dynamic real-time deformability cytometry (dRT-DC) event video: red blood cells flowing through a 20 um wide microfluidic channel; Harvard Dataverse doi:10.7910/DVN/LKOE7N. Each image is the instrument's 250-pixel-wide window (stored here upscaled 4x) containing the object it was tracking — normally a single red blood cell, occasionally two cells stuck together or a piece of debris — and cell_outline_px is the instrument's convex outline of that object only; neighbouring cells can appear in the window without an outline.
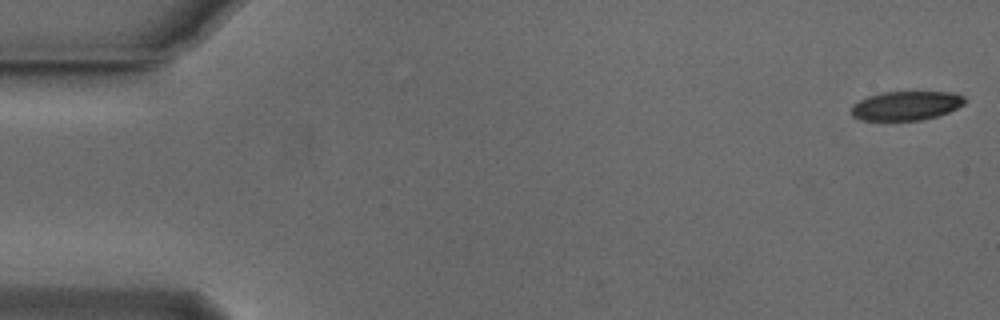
{"species": "Egyptian fruit bat (a non-hibernating species)", "species_latin": "Rousettus aegyptiacus", "temperature_condition": "cold", "stored_images_in_passage": 53, "camera_frame_rate_fps": 3000, "um_per_image_px": 0.085, "animal": {"sex": "male"}, "frame": {"image": 1, "passage_image": 1, "time_ms": 0.0, "image_size_px": [1000, 320], "cell_outline_px": [[964, 104], [948, 112], [924, 120], [860, 120], [852, 116], [852, 104], [868, 96], [884, 92], [956, 92], [964, 96]], "centroid_in_image_um": [77.02, 8.98], "position_along_channel_um": 8.0, "area_um2": 19.19}}
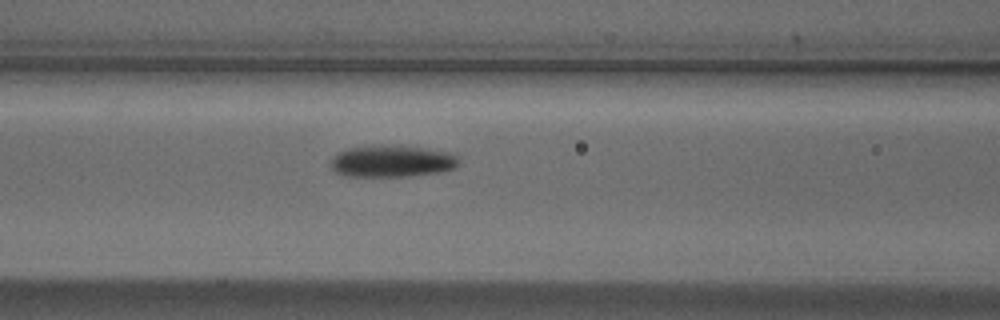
{"frame": {"image": 2, "passage_image": 22, "time_ms": 7.0, "image_size_px": [1000, 320], "cell_outline_px": [[460, 164], [456, 168], [444, 172], [408, 176], [344, 176], [336, 172], [332, 168], [332, 156], [348, 148], [424, 148], [452, 152], [460, 160]], "centroid_in_image_um": [33.41, 13.76], "position_along_channel_um": 133.2, "area_um2": 22.95}}
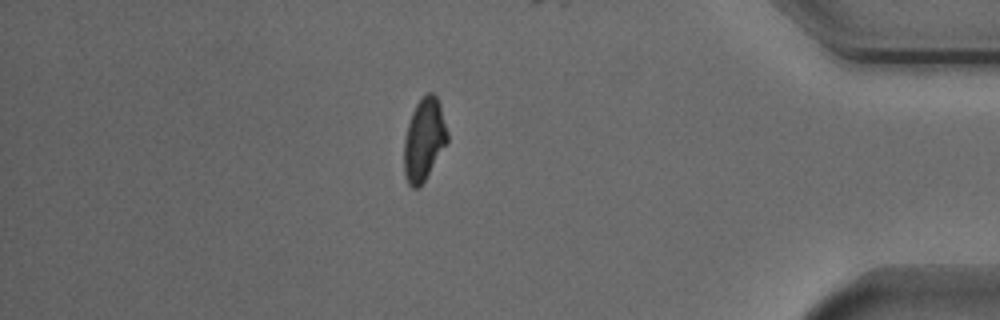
{"frame": {"image": 3, "passage_image": 46, "time_ms": 15.0, "image_size_px": [1000, 320], "cell_outline_px": [[448, 140], [424, 180], [416, 188], [412, 188], [408, 184], [404, 172], [404, 140], [408, 124], [412, 112], [416, 104], [428, 92], [432, 92], [436, 96], [440, 104], [448, 132]], "centroid_in_image_um": [36.04, 11.83], "position_along_channel_um": 399.2, "area_um2": 20.4}, "authors_computed_cell_mechanics": {"area_um2": 21.7906, "velocity_mm_per_s": 3.8193, "shape_relaxation_time_tau1_ms": 2.2447, "shape_relaxation_time_tau2_ms": null, "deformation_change_tau1": 0.1065, "deformation_change_tau2": null}}